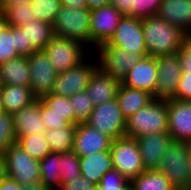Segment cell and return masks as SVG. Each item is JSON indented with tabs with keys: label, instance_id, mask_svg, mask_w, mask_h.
Returning <instances> with one entry per match:
<instances>
[{
	"label": "cell",
	"instance_id": "8",
	"mask_svg": "<svg viewBox=\"0 0 191 190\" xmlns=\"http://www.w3.org/2000/svg\"><path fill=\"white\" fill-rule=\"evenodd\" d=\"M85 123L113 140L125 137L126 118L121 113L117 99L94 106Z\"/></svg>",
	"mask_w": 191,
	"mask_h": 190
},
{
	"label": "cell",
	"instance_id": "35",
	"mask_svg": "<svg viewBox=\"0 0 191 190\" xmlns=\"http://www.w3.org/2000/svg\"><path fill=\"white\" fill-rule=\"evenodd\" d=\"M80 157L73 151L61 153V181H71L80 173Z\"/></svg>",
	"mask_w": 191,
	"mask_h": 190
},
{
	"label": "cell",
	"instance_id": "22",
	"mask_svg": "<svg viewBox=\"0 0 191 190\" xmlns=\"http://www.w3.org/2000/svg\"><path fill=\"white\" fill-rule=\"evenodd\" d=\"M79 164L81 175L97 185L108 171L114 169L110 150L80 157Z\"/></svg>",
	"mask_w": 191,
	"mask_h": 190
},
{
	"label": "cell",
	"instance_id": "27",
	"mask_svg": "<svg viewBox=\"0 0 191 190\" xmlns=\"http://www.w3.org/2000/svg\"><path fill=\"white\" fill-rule=\"evenodd\" d=\"M76 125L69 123L67 126L49 129L44 132L52 152L64 153L73 149Z\"/></svg>",
	"mask_w": 191,
	"mask_h": 190
},
{
	"label": "cell",
	"instance_id": "50",
	"mask_svg": "<svg viewBox=\"0 0 191 190\" xmlns=\"http://www.w3.org/2000/svg\"><path fill=\"white\" fill-rule=\"evenodd\" d=\"M8 177L4 155L0 153V184Z\"/></svg>",
	"mask_w": 191,
	"mask_h": 190
},
{
	"label": "cell",
	"instance_id": "17",
	"mask_svg": "<svg viewBox=\"0 0 191 190\" xmlns=\"http://www.w3.org/2000/svg\"><path fill=\"white\" fill-rule=\"evenodd\" d=\"M157 74L156 58L148 55L128 71L127 75L121 80V84L129 88L145 90L153 95L155 99Z\"/></svg>",
	"mask_w": 191,
	"mask_h": 190
},
{
	"label": "cell",
	"instance_id": "48",
	"mask_svg": "<svg viewBox=\"0 0 191 190\" xmlns=\"http://www.w3.org/2000/svg\"><path fill=\"white\" fill-rule=\"evenodd\" d=\"M111 0H86L87 8L89 10L100 8L102 6L110 5Z\"/></svg>",
	"mask_w": 191,
	"mask_h": 190
},
{
	"label": "cell",
	"instance_id": "34",
	"mask_svg": "<svg viewBox=\"0 0 191 190\" xmlns=\"http://www.w3.org/2000/svg\"><path fill=\"white\" fill-rule=\"evenodd\" d=\"M75 112V124L85 123L92 110L94 109V104L87 94L86 91L76 93L75 95L69 97Z\"/></svg>",
	"mask_w": 191,
	"mask_h": 190
},
{
	"label": "cell",
	"instance_id": "47",
	"mask_svg": "<svg viewBox=\"0 0 191 190\" xmlns=\"http://www.w3.org/2000/svg\"><path fill=\"white\" fill-rule=\"evenodd\" d=\"M0 190H22V185L7 177L0 184Z\"/></svg>",
	"mask_w": 191,
	"mask_h": 190
},
{
	"label": "cell",
	"instance_id": "19",
	"mask_svg": "<svg viewBox=\"0 0 191 190\" xmlns=\"http://www.w3.org/2000/svg\"><path fill=\"white\" fill-rule=\"evenodd\" d=\"M121 81L111 74L104 73L99 67L90 77L85 89L94 106L117 98Z\"/></svg>",
	"mask_w": 191,
	"mask_h": 190
},
{
	"label": "cell",
	"instance_id": "52",
	"mask_svg": "<svg viewBox=\"0 0 191 190\" xmlns=\"http://www.w3.org/2000/svg\"><path fill=\"white\" fill-rule=\"evenodd\" d=\"M8 26L6 23L4 14L2 11H0V33Z\"/></svg>",
	"mask_w": 191,
	"mask_h": 190
},
{
	"label": "cell",
	"instance_id": "14",
	"mask_svg": "<svg viewBox=\"0 0 191 190\" xmlns=\"http://www.w3.org/2000/svg\"><path fill=\"white\" fill-rule=\"evenodd\" d=\"M30 67V87L33 94L40 99L49 94L54 86L57 72L53 69L43 50L35 51L28 57Z\"/></svg>",
	"mask_w": 191,
	"mask_h": 190
},
{
	"label": "cell",
	"instance_id": "13",
	"mask_svg": "<svg viewBox=\"0 0 191 190\" xmlns=\"http://www.w3.org/2000/svg\"><path fill=\"white\" fill-rule=\"evenodd\" d=\"M123 15L113 6L106 5L90 10V46L98 47L113 35Z\"/></svg>",
	"mask_w": 191,
	"mask_h": 190
},
{
	"label": "cell",
	"instance_id": "38",
	"mask_svg": "<svg viewBox=\"0 0 191 190\" xmlns=\"http://www.w3.org/2000/svg\"><path fill=\"white\" fill-rule=\"evenodd\" d=\"M19 57L15 48L13 26H7L0 33V65Z\"/></svg>",
	"mask_w": 191,
	"mask_h": 190
},
{
	"label": "cell",
	"instance_id": "25",
	"mask_svg": "<svg viewBox=\"0 0 191 190\" xmlns=\"http://www.w3.org/2000/svg\"><path fill=\"white\" fill-rule=\"evenodd\" d=\"M28 57H17L0 65L1 83L30 87Z\"/></svg>",
	"mask_w": 191,
	"mask_h": 190
},
{
	"label": "cell",
	"instance_id": "4",
	"mask_svg": "<svg viewBox=\"0 0 191 190\" xmlns=\"http://www.w3.org/2000/svg\"><path fill=\"white\" fill-rule=\"evenodd\" d=\"M55 36L72 39L90 45V10L88 8L71 9L61 6L53 22Z\"/></svg>",
	"mask_w": 191,
	"mask_h": 190
},
{
	"label": "cell",
	"instance_id": "41",
	"mask_svg": "<svg viewBox=\"0 0 191 190\" xmlns=\"http://www.w3.org/2000/svg\"><path fill=\"white\" fill-rule=\"evenodd\" d=\"M41 118L46 125V129H55L67 126L69 122L65 119V115L55 113L41 101Z\"/></svg>",
	"mask_w": 191,
	"mask_h": 190
},
{
	"label": "cell",
	"instance_id": "39",
	"mask_svg": "<svg viewBox=\"0 0 191 190\" xmlns=\"http://www.w3.org/2000/svg\"><path fill=\"white\" fill-rule=\"evenodd\" d=\"M162 0H132V12L129 17L144 19L158 14Z\"/></svg>",
	"mask_w": 191,
	"mask_h": 190
},
{
	"label": "cell",
	"instance_id": "44",
	"mask_svg": "<svg viewBox=\"0 0 191 190\" xmlns=\"http://www.w3.org/2000/svg\"><path fill=\"white\" fill-rule=\"evenodd\" d=\"M183 72H191V37H188L182 48L177 52Z\"/></svg>",
	"mask_w": 191,
	"mask_h": 190
},
{
	"label": "cell",
	"instance_id": "46",
	"mask_svg": "<svg viewBox=\"0 0 191 190\" xmlns=\"http://www.w3.org/2000/svg\"><path fill=\"white\" fill-rule=\"evenodd\" d=\"M60 1L62 6L71 9L87 8L86 0H60Z\"/></svg>",
	"mask_w": 191,
	"mask_h": 190
},
{
	"label": "cell",
	"instance_id": "6",
	"mask_svg": "<svg viewBox=\"0 0 191 190\" xmlns=\"http://www.w3.org/2000/svg\"><path fill=\"white\" fill-rule=\"evenodd\" d=\"M110 153L114 169L127 180L137 178L145 171L136 139L123 137L113 140Z\"/></svg>",
	"mask_w": 191,
	"mask_h": 190
},
{
	"label": "cell",
	"instance_id": "55",
	"mask_svg": "<svg viewBox=\"0 0 191 190\" xmlns=\"http://www.w3.org/2000/svg\"><path fill=\"white\" fill-rule=\"evenodd\" d=\"M1 5H2V0H0V11H2V9H1Z\"/></svg>",
	"mask_w": 191,
	"mask_h": 190
},
{
	"label": "cell",
	"instance_id": "42",
	"mask_svg": "<svg viewBox=\"0 0 191 190\" xmlns=\"http://www.w3.org/2000/svg\"><path fill=\"white\" fill-rule=\"evenodd\" d=\"M97 184L80 175L71 181H61L58 190H94Z\"/></svg>",
	"mask_w": 191,
	"mask_h": 190
},
{
	"label": "cell",
	"instance_id": "2",
	"mask_svg": "<svg viewBox=\"0 0 191 190\" xmlns=\"http://www.w3.org/2000/svg\"><path fill=\"white\" fill-rule=\"evenodd\" d=\"M162 132H168L167 100L153 99L126 120L125 137L138 139Z\"/></svg>",
	"mask_w": 191,
	"mask_h": 190
},
{
	"label": "cell",
	"instance_id": "23",
	"mask_svg": "<svg viewBox=\"0 0 191 190\" xmlns=\"http://www.w3.org/2000/svg\"><path fill=\"white\" fill-rule=\"evenodd\" d=\"M0 98L3 111L9 114L17 112L38 99L31 87L5 84L1 86Z\"/></svg>",
	"mask_w": 191,
	"mask_h": 190
},
{
	"label": "cell",
	"instance_id": "20",
	"mask_svg": "<svg viewBox=\"0 0 191 190\" xmlns=\"http://www.w3.org/2000/svg\"><path fill=\"white\" fill-rule=\"evenodd\" d=\"M16 138L23 135L44 133L46 125L41 118V100L25 106L12 114Z\"/></svg>",
	"mask_w": 191,
	"mask_h": 190
},
{
	"label": "cell",
	"instance_id": "11",
	"mask_svg": "<svg viewBox=\"0 0 191 190\" xmlns=\"http://www.w3.org/2000/svg\"><path fill=\"white\" fill-rule=\"evenodd\" d=\"M106 44L138 54H147L142 19L123 16Z\"/></svg>",
	"mask_w": 191,
	"mask_h": 190
},
{
	"label": "cell",
	"instance_id": "9",
	"mask_svg": "<svg viewBox=\"0 0 191 190\" xmlns=\"http://www.w3.org/2000/svg\"><path fill=\"white\" fill-rule=\"evenodd\" d=\"M7 175L17 183L26 185L29 182L40 181L39 160L31 157L16 143L4 152Z\"/></svg>",
	"mask_w": 191,
	"mask_h": 190
},
{
	"label": "cell",
	"instance_id": "51",
	"mask_svg": "<svg viewBox=\"0 0 191 190\" xmlns=\"http://www.w3.org/2000/svg\"><path fill=\"white\" fill-rule=\"evenodd\" d=\"M21 2H31V0H2L1 9L3 11L7 6H16Z\"/></svg>",
	"mask_w": 191,
	"mask_h": 190
},
{
	"label": "cell",
	"instance_id": "37",
	"mask_svg": "<svg viewBox=\"0 0 191 190\" xmlns=\"http://www.w3.org/2000/svg\"><path fill=\"white\" fill-rule=\"evenodd\" d=\"M94 190H130L127 180L118 170L108 171Z\"/></svg>",
	"mask_w": 191,
	"mask_h": 190
},
{
	"label": "cell",
	"instance_id": "1",
	"mask_svg": "<svg viewBox=\"0 0 191 190\" xmlns=\"http://www.w3.org/2000/svg\"><path fill=\"white\" fill-rule=\"evenodd\" d=\"M142 29L147 54L152 57L176 54L189 37L179 27L169 24L158 15L142 19Z\"/></svg>",
	"mask_w": 191,
	"mask_h": 190
},
{
	"label": "cell",
	"instance_id": "3",
	"mask_svg": "<svg viewBox=\"0 0 191 190\" xmlns=\"http://www.w3.org/2000/svg\"><path fill=\"white\" fill-rule=\"evenodd\" d=\"M191 143L172 141L161 157L157 169L176 190H187L190 171Z\"/></svg>",
	"mask_w": 191,
	"mask_h": 190
},
{
	"label": "cell",
	"instance_id": "10",
	"mask_svg": "<svg viewBox=\"0 0 191 190\" xmlns=\"http://www.w3.org/2000/svg\"><path fill=\"white\" fill-rule=\"evenodd\" d=\"M97 68L98 61L96 59L89 63L85 58L77 66L66 72L58 73L51 94L71 97L85 91L90 77Z\"/></svg>",
	"mask_w": 191,
	"mask_h": 190
},
{
	"label": "cell",
	"instance_id": "36",
	"mask_svg": "<svg viewBox=\"0 0 191 190\" xmlns=\"http://www.w3.org/2000/svg\"><path fill=\"white\" fill-rule=\"evenodd\" d=\"M16 135L13 127L12 114L3 112L0 114V153L16 143Z\"/></svg>",
	"mask_w": 191,
	"mask_h": 190
},
{
	"label": "cell",
	"instance_id": "49",
	"mask_svg": "<svg viewBox=\"0 0 191 190\" xmlns=\"http://www.w3.org/2000/svg\"><path fill=\"white\" fill-rule=\"evenodd\" d=\"M22 190H49L41 181L29 182L22 186Z\"/></svg>",
	"mask_w": 191,
	"mask_h": 190
},
{
	"label": "cell",
	"instance_id": "12",
	"mask_svg": "<svg viewBox=\"0 0 191 190\" xmlns=\"http://www.w3.org/2000/svg\"><path fill=\"white\" fill-rule=\"evenodd\" d=\"M155 58L158 72L155 99H175V92L183 73L179 55L176 53Z\"/></svg>",
	"mask_w": 191,
	"mask_h": 190
},
{
	"label": "cell",
	"instance_id": "40",
	"mask_svg": "<svg viewBox=\"0 0 191 190\" xmlns=\"http://www.w3.org/2000/svg\"><path fill=\"white\" fill-rule=\"evenodd\" d=\"M13 37L18 56L29 57L38 51L32 44H27L26 29L21 26H13Z\"/></svg>",
	"mask_w": 191,
	"mask_h": 190
},
{
	"label": "cell",
	"instance_id": "26",
	"mask_svg": "<svg viewBox=\"0 0 191 190\" xmlns=\"http://www.w3.org/2000/svg\"><path fill=\"white\" fill-rule=\"evenodd\" d=\"M40 181L49 190H58L61 184V153L51 152L39 160Z\"/></svg>",
	"mask_w": 191,
	"mask_h": 190
},
{
	"label": "cell",
	"instance_id": "54",
	"mask_svg": "<svg viewBox=\"0 0 191 190\" xmlns=\"http://www.w3.org/2000/svg\"><path fill=\"white\" fill-rule=\"evenodd\" d=\"M3 108H2V102H1V98H0V114L3 113Z\"/></svg>",
	"mask_w": 191,
	"mask_h": 190
},
{
	"label": "cell",
	"instance_id": "32",
	"mask_svg": "<svg viewBox=\"0 0 191 190\" xmlns=\"http://www.w3.org/2000/svg\"><path fill=\"white\" fill-rule=\"evenodd\" d=\"M40 100L55 113L65 115V119L69 123L75 124L74 107L69 97L49 93L42 96Z\"/></svg>",
	"mask_w": 191,
	"mask_h": 190
},
{
	"label": "cell",
	"instance_id": "5",
	"mask_svg": "<svg viewBox=\"0 0 191 190\" xmlns=\"http://www.w3.org/2000/svg\"><path fill=\"white\" fill-rule=\"evenodd\" d=\"M86 50V46L78 41L57 36L43 49L57 73L66 72L81 63L87 56Z\"/></svg>",
	"mask_w": 191,
	"mask_h": 190
},
{
	"label": "cell",
	"instance_id": "45",
	"mask_svg": "<svg viewBox=\"0 0 191 190\" xmlns=\"http://www.w3.org/2000/svg\"><path fill=\"white\" fill-rule=\"evenodd\" d=\"M132 0H111L113 5L123 16H129L132 12Z\"/></svg>",
	"mask_w": 191,
	"mask_h": 190
},
{
	"label": "cell",
	"instance_id": "28",
	"mask_svg": "<svg viewBox=\"0 0 191 190\" xmlns=\"http://www.w3.org/2000/svg\"><path fill=\"white\" fill-rule=\"evenodd\" d=\"M21 27L26 29L27 44H32L38 51L43 50L55 36L51 23L37 19Z\"/></svg>",
	"mask_w": 191,
	"mask_h": 190
},
{
	"label": "cell",
	"instance_id": "15",
	"mask_svg": "<svg viewBox=\"0 0 191 190\" xmlns=\"http://www.w3.org/2000/svg\"><path fill=\"white\" fill-rule=\"evenodd\" d=\"M168 133L173 141L191 143V102L167 100Z\"/></svg>",
	"mask_w": 191,
	"mask_h": 190
},
{
	"label": "cell",
	"instance_id": "53",
	"mask_svg": "<svg viewBox=\"0 0 191 190\" xmlns=\"http://www.w3.org/2000/svg\"><path fill=\"white\" fill-rule=\"evenodd\" d=\"M187 190H191V156H190V171H189V179H188Z\"/></svg>",
	"mask_w": 191,
	"mask_h": 190
},
{
	"label": "cell",
	"instance_id": "21",
	"mask_svg": "<svg viewBox=\"0 0 191 190\" xmlns=\"http://www.w3.org/2000/svg\"><path fill=\"white\" fill-rule=\"evenodd\" d=\"M157 15L191 37V0H162Z\"/></svg>",
	"mask_w": 191,
	"mask_h": 190
},
{
	"label": "cell",
	"instance_id": "24",
	"mask_svg": "<svg viewBox=\"0 0 191 190\" xmlns=\"http://www.w3.org/2000/svg\"><path fill=\"white\" fill-rule=\"evenodd\" d=\"M116 99L121 113L127 120L138 110L146 107L154 98L145 90L129 88L121 84Z\"/></svg>",
	"mask_w": 191,
	"mask_h": 190
},
{
	"label": "cell",
	"instance_id": "18",
	"mask_svg": "<svg viewBox=\"0 0 191 190\" xmlns=\"http://www.w3.org/2000/svg\"><path fill=\"white\" fill-rule=\"evenodd\" d=\"M145 170H157L161 157L173 141L168 132L153 133L136 139Z\"/></svg>",
	"mask_w": 191,
	"mask_h": 190
},
{
	"label": "cell",
	"instance_id": "30",
	"mask_svg": "<svg viewBox=\"0 0 191 190\" xmlns=\"http://www.w3.org/2000/svg\"><path fill=\"white\" fill-rule=\"evenodd\" d=\"M16 144L37 160L52 152L44 133L23 135L16 140Z\"/></svg>",
	"mask_w": 191,
	"mask_h": 190
},
{
	"label": "cell",
	"instance_id": "31",
	"mask_svg": "<svg viewBox=\"0 0 191 190\" xmlns=\"http://www.w3.org/2000/svg\"><path fill=\"white\" fill-rule=\"evenodd\" d=\"M2 12L8 26H22L36 19L30 2L7 6Z\"/></svg>",
	"mask_w": 191,
	"mask_h": 190
},
{
	"label": "cell",
	"instance_id": "7",
	"mask_svg": "<svg viewBox=\"0 0 191 190\" xmlns=\"http://www.w3.org/2000/svg\"><path fill=\"white\" fill-rule=\"evenodd\" d=\"M98 56V67L107 74L120 81L134 68L137 63L148 54H138L119 47L109 46L106 43L94 48Z\"/></svg>",
	"mask_w": 191,
	"mask_h": 190
},
{
	"label": "cell",
	"instance_id": "33",
	"mask_svg": "<svg viewBox=\"0 0 191 190\" xmlns=\"http://www.w3.org/2000/svg\"><path fill=\"white\" fill-rule=\"evenodd\" d=\"M30 3L36 19L51 24L62 6L60 0H31Z\"/></svg>",
	"mask_w": 191,
	"mask_h": 190
},
{
	"label": "cell",
	"instance_id": "16",
	"mask_svg": "<svg viewBox=\"0 0 191 190\" xmlns=\"http://www.w3.org/2000/svg\"><path fill=\"white\" fill-rule=\"evenodd\" d=\"M113 139L86 123H78L72 151L79 157L110 150Z\"/></svg>",
	"mask_w": 191,
	"mask_h": 190
},
{
	"label": "cell",
	"instance_id": "43",
	"mask_svg": "<svg viewBox=\"0 0 191 190\" xmlns=\"http://www.w3.org/2000/svg\"><path fill=\"white\" fill-rule=\"evenodd\" d=\"M175 99L191 102V72L182 73L177 90L175 92Z\"/></svg>",
	"mask_w": 191,
	"mask_h": 190
},
{
	"label": "cell",
	"instance_id": "29",
	"mask_svg": "<svg viewBox=\"0 0 191 190\" xmlns=\"http://www.w3.org/2000/svg\"><path fill=\"white\" fill-rule=\"evenodd\" d=\"M130 190H176L158 170H145L129 181Z\"/></svg>",
	"mask_w": 191,
	"mask_h": 190
}]
</instances>
